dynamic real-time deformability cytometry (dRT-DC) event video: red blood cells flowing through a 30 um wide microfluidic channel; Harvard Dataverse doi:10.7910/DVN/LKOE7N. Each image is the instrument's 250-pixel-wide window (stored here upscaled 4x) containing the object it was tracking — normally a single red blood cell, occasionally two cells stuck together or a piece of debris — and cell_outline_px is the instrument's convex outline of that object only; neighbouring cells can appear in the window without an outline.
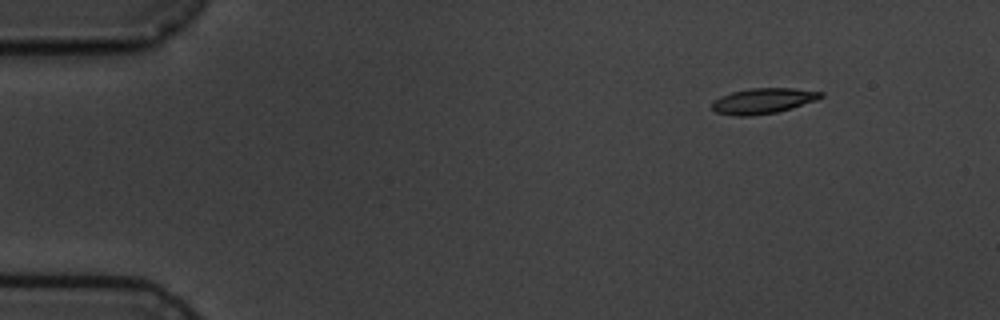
{"species": "common noctule bat (a hibernating species)", "species_latin": "Nyctalus noctula", "temperature_condition": "cold", "stored_images_in_passage": 4, "camera_frame_rate_fps": 3000, "um_per_image_px": 0.085, "animal": {"sex": "male", "body_mass_g": 19.5, "forearm_length_mm": 54.6}, "frame": {"image": 1, "passage_image": 1, "time_ms": 0.0, "image_size_px": [1000, 320], "cell_outline_px": [[824, 96], [816, 100], [792, 108], [776, 112], [752, 116], [736, 116], [716, 112], [712, 108], [712, 100], [720, 96], [732, 92], [748, 88], [792, 88], [824, 92]], "centroid_in_image_um": [64.85, 8.57], "position_along_channel_um": 20.2, "area_um2": 16.24}}
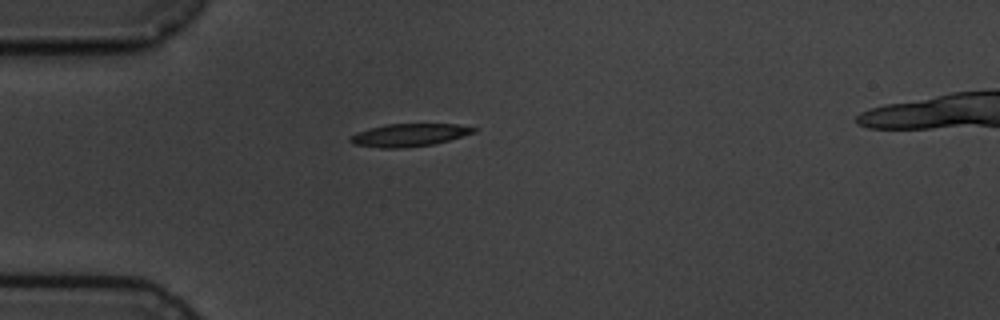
{"frame": {"image": 2, "passage_image": 3, "time_ms": 3.0, "image_size_px": [1000, 320], "cell_outline_px": [[476, 132], [448, 140], [432, 144], [404, 148], [380, 148], [352, 144], [348, 140], [348, 136], [356, 132], [388, 124], [456, 124], [476, 128]], "centroid_in_image_um": [34.72, 11.48], "position_along_channel_um": 50.3, "area_um2": 16.3}}